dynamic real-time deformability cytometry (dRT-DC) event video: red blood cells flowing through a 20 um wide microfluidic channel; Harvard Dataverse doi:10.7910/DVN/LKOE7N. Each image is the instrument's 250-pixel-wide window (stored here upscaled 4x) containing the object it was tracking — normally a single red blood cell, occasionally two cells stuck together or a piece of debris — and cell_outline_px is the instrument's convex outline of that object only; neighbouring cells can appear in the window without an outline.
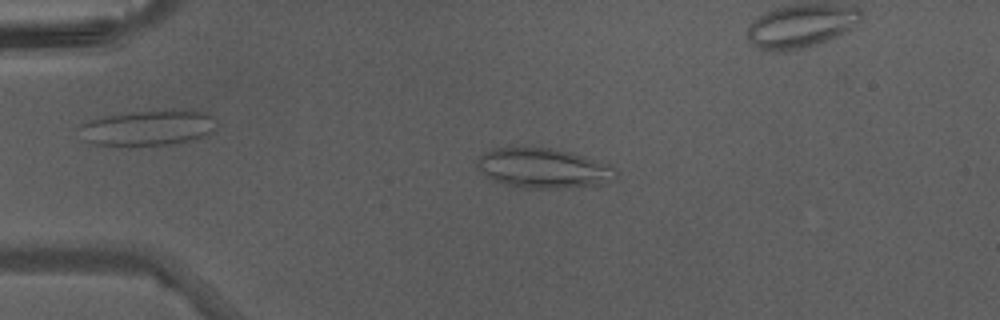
{"species": "Egyptian fruit bat (a non-hibernating species)", "species_latin": "Rousettus aegyptiacus", "temperature_condition": "warm", "stored_images_in_passage": 46, "camera_frame_rate_fps": 3000, "um_per_image_px": 0.085, "animal": {"sex": "male"}, "frame": {"image": 1, "passage_image": 11, "time_ms": 3.333, "image_size_px": [1000, 320], "cell_outline_px": [[616, 176], [600, 184], [560, 188], [516, 188], [488, 180], [480, 172], [476, 164], [476, 160], [484, 152], [492, 148], [552, 148], [572, 152], [608, 164], [616, 168]], "centroid_in_image_um": [46.09, 14.3], "position_along_channel_um": 38.9, "area_um2": 32.37}}
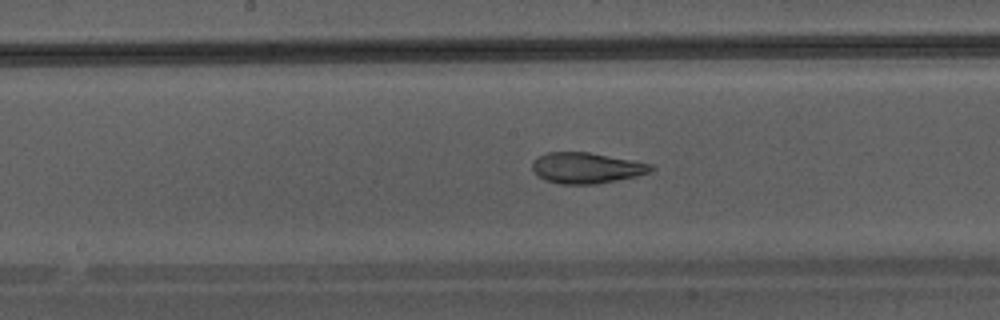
{"frame": {"image": 2, "passage_image": 24, "time_ms": 7.667, "image_size_px": [1000, 320], "cell_outline_px": [[656, 168], [648, 172], [636, 176], [596, 184], [560, 184], [544, 180], [532, 168], [532, 160], [548, 152], [588, 152], [632, 160], [652, 164]], "centroid_in_image_um": [49.85, 14.27], "position_along_channel_um": 198.4, "area_um2": 21.15}}
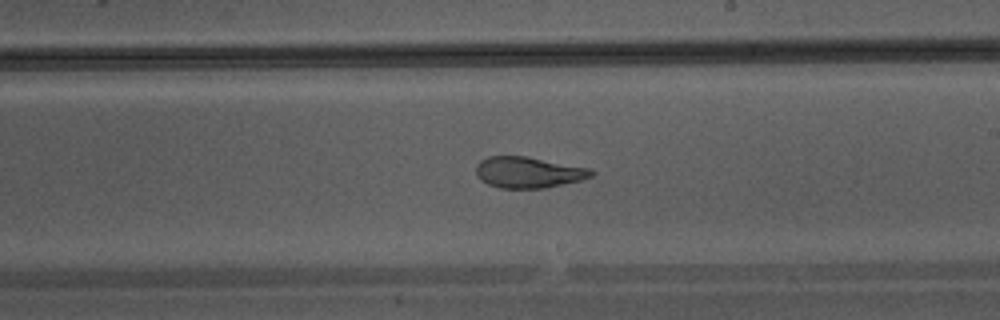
{"frame": {"image": 3, "passage_image": 27, "time_ms": 8.667, "image_size_px": [1000, 320], "cell_outline_px": [[596, 172], [592, 176], [580, 180], [544, 188], [500, 188], [488, 184], [480, 180], [476, 172], [476, 164], [480, 160], [488, 156], [528, 156], [592, 168]], "centroid_in_image_um": [44.92, 14.63], "position_along_channel_um": 244.1, "area_um2": 21.1}}